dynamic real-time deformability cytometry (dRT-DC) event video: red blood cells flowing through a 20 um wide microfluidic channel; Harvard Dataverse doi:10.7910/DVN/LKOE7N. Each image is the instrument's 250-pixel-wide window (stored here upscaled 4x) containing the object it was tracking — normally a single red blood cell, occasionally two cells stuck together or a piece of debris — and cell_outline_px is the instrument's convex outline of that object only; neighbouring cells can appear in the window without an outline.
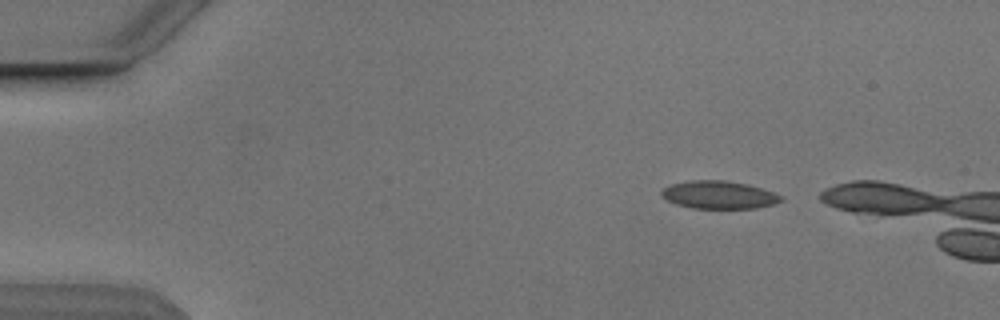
{"species": "Egyptian fruit bat (a non-hibernating species)", "species_latin": "Rousettus aegyptiacus", "temperature_condition": "cold", "stored_images_in_passage": 3, "camera_frame_rate_fps": 3000, "um_per_image_px": 0.085, "animal": {"sex": "male"}, "frame": {"image": 1, "passage_image": 1, "time_ms": 0.0, "image_size_px": [1000, 320], "cell_outline_px": [[784, 200], [776, 204], [756, 208], [692, 208], [676, 204], [660, 196], [660, 192], [664, 188], [672, 184], [688, 180], [728, 180], [748, 184], [784, 196]], "centroid_in_image_um": [61.13, 16.56], "position_along_channel_um": 23.9, "area_um2": 19.54}}